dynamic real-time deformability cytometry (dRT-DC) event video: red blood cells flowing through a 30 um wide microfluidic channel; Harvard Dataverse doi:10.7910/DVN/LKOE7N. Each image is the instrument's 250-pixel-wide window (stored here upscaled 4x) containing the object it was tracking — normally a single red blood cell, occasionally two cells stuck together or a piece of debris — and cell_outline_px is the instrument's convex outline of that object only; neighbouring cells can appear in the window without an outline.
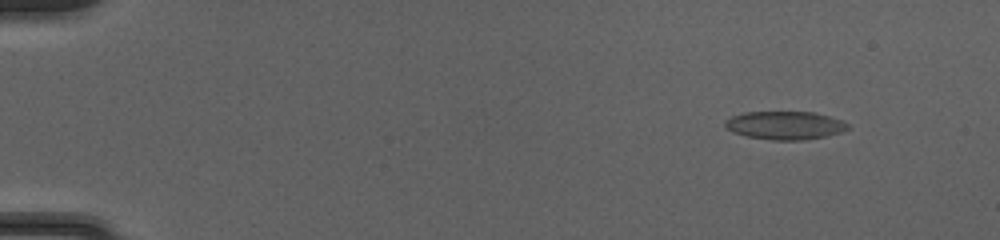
{"species": "common noctule bat (a hibernating species)", "species_latin": "Nyctalus noctula", "temperature_condition": "cold", "stored_images_in_passage": 52, "camera_frame_rate_fps": 3000, "um_per_image_px": 0.085, "animal": {"sex": "female", "body_mass_g": 20.0, "forearm_length_mm": 54.0}, "frame": {"image": 1, "passage_image": 6, "time_ms": 1.667, "image_size_px": [1000, 240], "cell_outline_px": [[848, 128], [840, 132], [824, 136], [800, 140], [772, 140], [748, 136], [732, 132], [724, 124], [724, 120], [732, 116], [744, 112], [812, 112], [844, 120], [848, 124]], "centroid_in_image_um": [66.7, 10.64], "position_along_channel_um": 18.3, "area_um2": 20.0}}
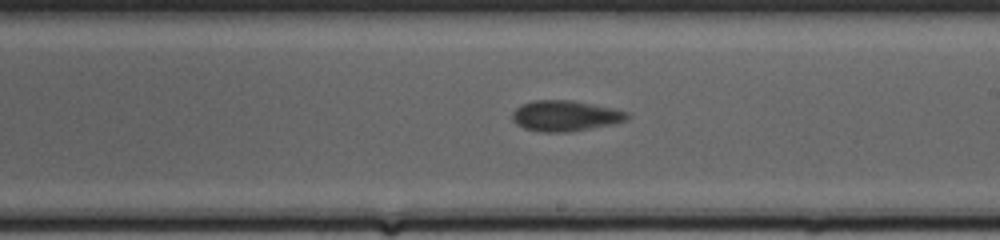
{"frame": {"image": 2, "passage_image": 32, "time_ms": 10.333, "image_size_px": [1000, 240], "cell_outline_px": [[628, 116], [624, 120], [612, 124], [568, 132], [544, 132], [524, 128], [516, 124], [512, 120], [512, 112], [520, 104], [532, 100], [572, 100], [612, 108], [628, 112]], "centroid_in_image_um": [47.98, 9.84], "position_along_channel_um": 241.0, "area_um2": 20.4}}
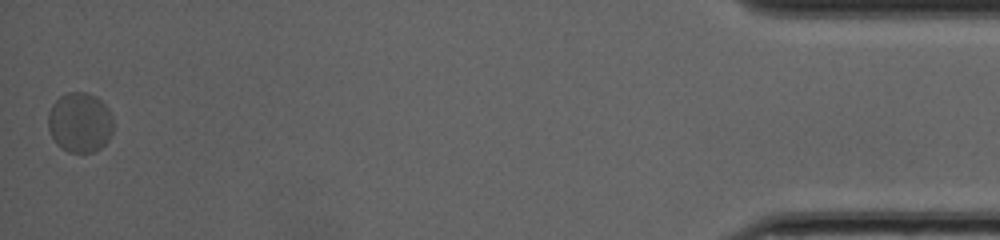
{"frame": {"image": 3, "passage_image": 52, "time_ms": 17.0, "image_size_px": [1000, 240], "cell_outline_px": [[112, 132], [108, 140], [100, 148], [92, 152], [68, 152], [60, 148], [56, 144], [48, 128], [48, 112], [52, 104], [60, 96], [68, 92], [84, 92], [96, 96], [108, 108], [112, 116]], "centroid_in_image_um": [6.77, 10.41], "position_along_channel_um": 428.4, "area_um2": 22.83}, "authors_computed_cell_mechanics": {"area_um2": 20.23, "velocity_mm_per_s": 4.072, "shape_relaxation_time_tau1_ms": 5.4816, "shape_relaxation_time_tau2_ms": null, "deformation_change_tau1": 0.0976, "deformation_change_tau2": null}}